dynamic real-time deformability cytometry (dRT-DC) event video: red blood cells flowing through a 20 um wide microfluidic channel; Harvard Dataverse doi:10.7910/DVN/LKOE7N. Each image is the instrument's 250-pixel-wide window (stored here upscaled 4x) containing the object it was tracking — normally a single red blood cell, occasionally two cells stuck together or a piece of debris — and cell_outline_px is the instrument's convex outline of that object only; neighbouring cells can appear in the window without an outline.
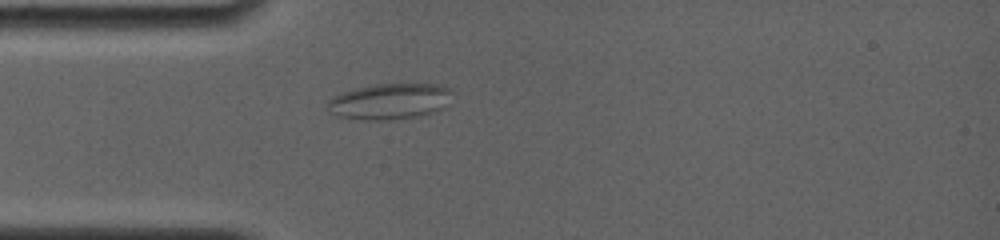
{"species": "common noctule bat (a hibernating species)", "species_latin": "Nyctalus noctula", "temperature_condition": "room temperature", "stored_images_in_passage": 40, "camera_frame_rate_fps": 4000, "um_per_image_px": 0.085, "animal": {"sex": "female", "body_mass_g": 19.0, "forearm_length_mm": 56.7}, "frame": {"image": 1, "passage_image": 1, "time_ms": 0.0, "image_size_px": [1000, 240], "cell_outline_px": [[452, 88], [444, 108], [432, 112], [392, 120], [368, 120], [340, 116], [332, 112], [328, 104], [328, 100], [344, 92], [356, 88], [376, 84], [440, 84]], "centroid_in_image_um": [33.16, 8.6], "position_along_channel_um": 51.8, "area_um2": 25.49}}
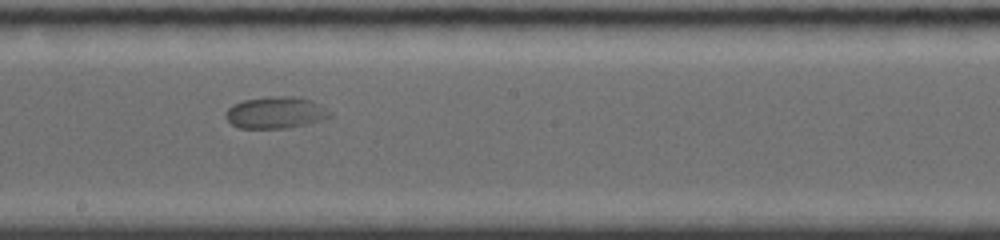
{"frame": {"image": 2, "passage_image": 19, "time_ms": 4.75, "image_size_px": [1000, 240], "cell_outline_px": [[332, 116], [304, 124], [288, 128], [240, 128], [232, 124], [228, 120], [228, 108], [232, 104], [244, 100], [268, 96], [300, 96], [312, 100], [332, 112]], "centroid_in_image_um": [23.45, 9.55], "position_along_channel_um": 224.7, "area_um2": 19.13}}
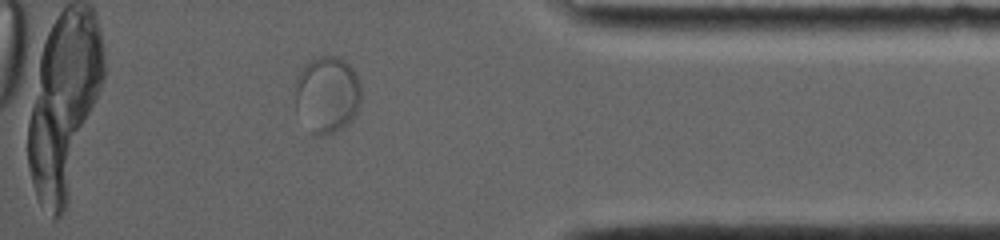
{"frame": {"image": 3, "passage_image": 35, "time_ms": 10.0, "image_size_px": [1000, 240], "cell_outline_px": [[360, 100], [356, 112], [352, 120], [344, 128], [324, 136], [312, 136], [296, 108], [296, 76], [304, 64], [320, 56], [336, 56], [344, 60], [356, 72], [360, 80]], "centroid_in_image_um": [27.81, 8.05], "position_along_channel_um": 407.4, "area_um2": 29.82}}